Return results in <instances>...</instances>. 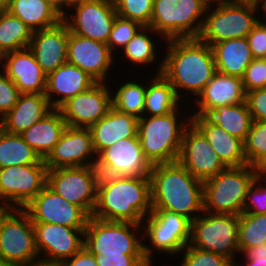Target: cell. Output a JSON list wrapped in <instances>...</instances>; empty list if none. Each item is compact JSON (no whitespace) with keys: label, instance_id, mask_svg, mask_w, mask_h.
Masks as SVG:
<instances>
[{"label":"cell","instance_id":"cell-1","mask_svg":"<svg viewBox=\"0 0 266 266\" xmlns=\"http://www.w3.org/2000/svg\"><path fill=\"white\" fill-rule=\"evenodd\" d=\"M166 52L155 67L175 89L179 99H196L217 72L212 47L199 38L166 40ZM163 58V59H162ZM186 96H184L183 92ZM188 97V98H187Z\"/></svg>","mask_w":266,"mask_h":266},{"label":"cell","instance_id":"cell-2","mask_svg":"<svg viewBox=\"0 0 266 266\" xmlns=\"http://www.w3.org/2000/svg\"><path fill=\"white\" fill-rule=\"evenodd\" d=\"M151 211L150 177L100 175L93 217L142 224Z\"/></svg>","mask_w":266,"mask_h":266},{"label":"cell","instance_id":"cell-3","mask_svg":"<svg viewBox=\"0 0 266 266\" xmlns=\"http://www.w3.org/2000/svg\"><path fill=\"white\" fill-rule=\"evenodd\" d=\"M152 210H167L193 221L203 213V181L178 161L151 166Z\"/></svg>","mask_w":266,"mask_h":266},{"label":"cell","instance_id":"cell-4","mask_svg":"<svg viewBox=\"0 0 266 266\" xmlns=\"http://www.w3.org/2000/svg\"><path fill=\"white\" fill-rule=\"evenodd\" d=\"M182 107L166 115L138 119L137 134L143 155L151 166L178 160L184 131L191 124V114L184 115Z\"/></svg>","mask_w":266,"mask_h":266},{"label":"cell","instance_id":"cell-5","mask_svg":"<svg viewBox=\"0 0 266 266\" xmlns=\"http://www.w3.org/2000/svg\"><path fill=\"white\" fill-rule=\"evenodd\" d=\"M209 0H154L150 26L165 41L198 38Z\"/></svg>","mask_w":266,"mask_h":266},{"label":"cell","instance_id":"cell-6","mask_svg":"<svg viewBox=\"0 0 266 266\" xmlns=\"http://www.w3.org/2000/svg\"><path fill=\"white\" fill-rule=\"evenodd\" d=\"M256 13L260 14L253 3L210 2L198 38L212 46L224 40L247 37L258 22Z\"/></svg>","mask_w":266,"mask_h":266},{"label":"cell","instance_id":"cell-7","mask_svg":"<svg viewBox=\"0 0 266 266\" xmlns=\"http://www.w3.org/2000/svg\"><path fill=\"white\" fill-rule=\"evenodd\" d=\"M143 252L148 263L154 265L153 253L167 256L180 254L191 238V220L167 210H152L142 222ZM145 240L149 243L146 245Z\"/></svg>","mask_w":266,"mask_h":266},{"label":"cell","instance_id":"cell-8","mask_svg":"<svg viewBox=\"0 0 266 266\" xmlns=\"http://www.w3.org/2000/svg\"><path fill=\"white\" fill-rule=\"evenodd\" d=\"M256 172L251 165L227 167L203 182V210L240 216Z\"/></svg>","mask_w":266,"mask_h":266},{"label":"cell","instance_id":"cell-9","mask_svg":"<svg viewBox=\"0 0 266 266\" xmlns=\"http://www.w3.org/2000/svg\"><path fill=\"white\" fill-rule=\"evenodd\" d=\"M239 216L204 212L191 221L189 245L229 259L234 265L238 249ZM238 253V254H237Z\"/></svg>","mask_w":266,"mask_h":266},{"label":"cell","instance_id":"cell-10","mask_svg":"<svg viewBox=\"0 0 266 266\" xmlns=\"http://www.w3.org/2000/svg\"><path fill=\"white\" fill-rule=\"evenodd\" d=\"M141 231L142 224L105 221L90 216L84 246L91 253L144 255Z\"/></svg>","mask_w":266,"mask_h":266},{"label":"cell","instance_id":"cell-11","mask_svg":"<svg viewBox=\"0 0 266 266\" xmlns=\"http://www.w3.org/2000/svg\"><path fill=\"white\" fill-rule=\"evenodd\" d=\"M100 173L95 166L48 169L47 185L68 202L92 216Z\"/></svg>","mask_w":266,"mask_h":266},{"label":"cell","instance_id":"cell-12","mask_svg":"<svg viewBox=\"0 0 266 266\" xmlns=\"http://www.w3.org/2000/svg\"><path fill=\"white\" fill-rule=\"evenodd\" d=\"M0 258L6 266H26L39 259L30 216L16 209L0 229Z\"/></svg>","mask_w":266,"mask_h":266},{"label":"cell","instance_id":"cell-13","mask_svg":"<svg viewBox=\"0 0 266 266\" xmlns=\"http://www.w3.org/2000/svg\"><path fill=\"white\" fill-rule=\"evenodd\" d=\"M47 166L38 164L11 166L0 169V200L23 209L46 185Z\"/></svg>","mask_w":266,"mask_h":266},{"label":"cell","instance_id":"cell-14","mask_svg":"<svg viewBox=\"0 0 266 266\" xmlns=\"http://www.w3.org/2000/svg\"><path fill=\"white\" fill-rule=\"evenodd\" d=\"M72 9L62 18L69 31L107 44L117 16L114 0H88Z\"/></svg>","mask_w":266,"mask_h":266},{"label":"cell","instance_id":"cell-15","mask_svg":"<svg viewBox=\"0 0 266 266\" xmlns=\"http://www.w3.org/2000/svg\"><path fill=\"white\" fill-rule=\"evenodd\" d=\"M100 175L149 177L151 165L145 159L138 134L122 139L97 155Z\"/></svg>","mask_w":266,"mask_h":266},{"label":"cell","instance_id":"cell-16","mask_svg":"<svg viewBox=\"0 0 266 266\" xmlns=\"http://www.w3.org/2000/svg\"><path fill=\"white\" fill-rule=\"evenodd\" d=\"M33 223L86 228L89 216L46 185L24 208Z\"/></svg>","mask_w":266,"mask_h":266},{"label":"cell","instance_id":"cell-17","mask_svg":"<svg viewBox=\"0 0 266 266\" xmlns=\"http://www.w3.org/2000/svg\"><path fill=\"white\" fill-rule=\"evenodd\" d=\"M109 84L96 83L87 91L65 102L59 110L66 125L74 128H90L103 118L112 108Z\"/></svg>","mask_w":266,"mask_h":266},{"label":"cell","instance_id":"cell-18","mask_svg":"<svg viewBox=\"0 0 266 266\" xmlns=\"http://www.w3.org/2000/svg\"><path fill=\"white\" fill-rule=\"evenodd\" d=\"M177 161L191 175L203 182L227 168L204 135L192 123L184 131Z\"/></svg>","mask_w":266,"mask_h":266},{"label":"cell","instance_id":"cell-19","mask_svg":"<svg viewBox=\"0 0 266 266\" xmlns=\"http://www.w3.org/2000/svg\"><path fill=\"white\" fill-rule=\"evenodd\" d=\"M39 257L48 261L71 258L84 247L85 228L52 223H33Z\"/></svg>","mask_w":266,"mask_h":266},{"label":"cell","instance_id":"cell-20","mask_svg":"<svg viewBox=\"0 0 266 266\" xmlns=\"http://www.w3.org/2000/svg\"><path fill=\"white\" fill-rule=\"evenodd\" d=\"M96 161L97 154L90 129L69 126L65 128L59 142L44 159L47 169L95 166Z\"/></svg>","mask_w":266,"mask_h":266},{"label":"cell","instance_id":"cell-21","mask_svg":"<svg viewBox=\"0 0 266 266\" xmlns=\"http://www.w3.org/2000/svg\"><path fill=\"white\" fill-rule=\"evenodd\" d=\"M114 59L107 44L69 31L67 62L85 71L97 83H107V78L109 81Z\"/></svg>","mask_w":266,"mask_h":266},{"label":"cell","instance_id":"cell-22","mask_svg":"<svg viewBox=\"0 0 266 266\" xmlns=\"http://www.w3.org/2000/svg\"><path fill=\"white\" fill-rule=\"evenodd\" d=\"M68 39L69 29L63 20L32 33L29 49L46 75L67 62Z\"/></svg>","mask_w":266,"mask_h":266},{"label":"cell","instance_id":"cell-23","mask_svg":"<svg viewBox=\"0 0 266 266\" xmlns=\"http://www.w3.org/2000/svg\"><path fill=\"white\" fill-rule=\"evenodd\" d=\"M245 97L241 77L216 72L198 97L188 103L195 105L191 115H207L216 107L245 102Z\"/></svg>","mask_w":266,"mask_h":266},{"label":"cell","instance_id":"cell-24","mask_svg":"<svg viewBox=\"0 0 266 266\" xmlns=\"http://www.w3.org/2000/svg\"><path fill=\"white\" fill-rule=\"evenodd\" d=\"M96 83L85 71L66 62L47 75L45 96L53 109H59L70 98Z\"/></svg>","mask_w":266,"mask_h":266},{"label":"cell","instance_id":"cell-25","mask_svg":"<svg viewBox=\"0 0 266 266\" xmlns=\"http://www.w3.org/2000/svg\"><path fill=\"white\" fill-rule=\"evenodd\" d=\"M20 93L45 94L47 75L29 48L5 53L2 70Z\"/></svg>","mask_w":266,"mask_h":266},{"label":"cell","instance_id":"cell-26","mask_svg":"<svg viewBox=\"0 0 266 266\" xmlns=\"http://www.w3.org/2000/svg\"><path fill=\"white\" fill-rule=\"evenodd\" d=\"M191 123L204 135L226 167L246 165L242 140L228 134L206 115H191Z\"/></svg>","mask_w":266,"mask_h":266},{"label":"cell","instance_id":"cell-27","mask_svg":"<svg viewBox=\"0 0 266 266\" xmlns=\"http://www.w3.org/2000/svg\"><path fill=\"white\" fill-rule=\"evenodd\" d=\"M53 110L45 94L21 93L15 106L0 119V128L22 134Z\"/></svg>","mask_w":266,"mask_h":266},{"label":"cell","instance_id":"cell-28","mask_svg":"<svg viewBox=\"0 0 266 266\" xmlns=\"http://www.w3.org/2000/svg\"><path fill=\"white\" fill-rule=\"evenodd\" d=\"M89 129L94 150L98 155L103 149L122 139L135 137L138 132V118L121 113L112 107L103 118Z\"/></svg>","mask_w":266,"mask_h":266},{"label":"cell","instance_id":"cell-29","mask_svg":"<svg viewBox=\"0 0 266 266\" xmlns=\"http://www.w3.org/2000/svg\"><path fill=\"white\" fill-rule=\"evenodd\" d=\"M66 127L61 111L53 109L44 118L25 130L21 136L41 159H45L59 142Z\"/></svg>","mask_w":266,"mask_h":266},{"label":"cell","instance_id":"cell-30","mask_svg":"<svg viewBox=\"0 0 266 266\" xmlns=\"http://www.w3.org/2000/svg\"><path fill=\"white\" fill-rule=\"evenodd\" d=\"M211 47L216 70L222 74L242 77L254 59L246 37L224 40Z\"/></svg>","mask_w":266,"mask_h":266},{"label":"cell","instance_id":"cell-31","mask_svg":"<svg viewBox=\"0 0 266 266\" xmlns=\"http://www.w3.org/2000/svg\"><path fill=\"white\" fill-rule=\"evenodd\" d=\"M4 9L18 17L33 32L53 27L62 21V17L46 0H10Z\"/></svg>","mask_w":266,"mask_h":266},{"label":"cell","instance_id":"cell-32","mask_svg":"<svg viewBox=\"0 0 266 266\" xmlns=\"http://www.w3.org/2000/svg\"><path fill=\"white\" fill-rule=\"evenodd\" d=\"M146 81L143 116L166 115L183 105L173 86L161 73L147 77Z\"/></svg>","mask_w":266,"mask_h":266},{"label":"cell","instance_id":"cell-33","mask_svg":"<svg viewBox=\"0 0 266 266\" xmlns=\"http://www.w3.org/2000/svg\"><path fill=\"white\" fill-rule=\"evenodd\" d=\"M228 134L245 141L252 125V117L247 103L216 107L206 115Z\"/></svg>","mask_w":266,"mask_h":266},{"label":"cell","instance_id":"cell-34","mask_svg":"<svg viewBox=\"0 0 266 266\" xmlns=\"http://www.w3.org/2000/svg\"><path fill=\"white\" fill-rule=\"evenodd\" d=\"M150 32L154 35L151 36ZM155 36H157L158 42L159 39H162L161 41L165 43V40L151 27L143 26L121 50L123 53H118V55L121 54L124 60H126L125 62L128 61L132 65H137L135 68H139L141 65L143 67L147 65L146 67H148L151 63L154 65L153 62L157 63L156 59H158L160 53ZM157 49H159V52H157Z\"/></svg>","mask_w":266,"mask_h":266},{"label":"cell","instance_id":"cell-35","mask_svg":"<svg viewBox=\"0 0 266 266\" xmlns=\"http://www.w3.org/2000/svg\"><path fill=\"white\" fill-rule=\"evenodd\" d=\"M41 160L21 134L9 133L0 128V169L38 164Z\"/></svg>","mask_w":266,"mask_h":266},{"label":"cell","instance_id":"cell-36","mask_svg":"<svg viewBox=\"0 0 266 266\" xmlns=\"http://www.w3.org/2000/svg\"><path fill=\"white\" fill-rule=\"evenodd\" d=\"M144 81L127 80L125 83H120L117 90L111 88L112 107L124 114H130L138 119L143 117L146 94V78ZM138 81V82H137ZM145 83V84H143Z\"/></svg>","mask_w":266,"mask_h":266},{"label":"cell","instance_id":"cell-37","mask_svg":"<svg viewBox=\"0 0 266 266\" xmlns=\"http://www.w3.org/2000/svg\"><path fill=\"white\" fill-rule=\"evenodd\" d=\"M33 31L18 17L0 9V49L5 52L29 48Z\"/></svg>","mask_w":266,"mask_h":266},{"label":"cell","instance_id":"cell-38","mask_svg":"<svg viewBox=\"0 0 266 266\" xmlns=\"http://www.w3.org/2000/svg\"><path fill=\"white\" fill-rule=\"evenodd\" d=\"M266 243V213H242L239 216L238 249L242 253L245 249Z\"/></svg>","mask_w":266,"mask_h":266},{"label":"cell","instance_id":"cell-39","mask_svg":"<svg viewBox=\"0 0 266 266\" xmlns=\"http://www.w3.org/2000/svg\"><path fill=\"white\" fill-rule=\"evenodd\" d=\"M243 143L246 164L254 166L266 154V121H253Z\"/></svg>","mask_w":266,"mask_h":266},{"label":"cell","instance_id":"cell-40","mask_svg":"<svg viewBox=\"0 0 266 266\" xmlns=\"http://www.w3.org/2000/svg\"><path fill=\"white\" fill-rule=\"evenodd\" d=\"M142 27L139 22L117 15L107 41V46L110 51L113 54L120 53Z\"/></svg>","mask_w":266,"mask_h":266},{"label":"cell","instance_id":"cell-41","mask_svg":"<svg viewBox=\"0 0 266 266\" xmlns=\"http://www.w3.org/2000/svg\"><path fill=\"white\" fill-rule=\"evenodd\" d=\"M154 0H114L117 15L150 26Z\"/></svg>","mask_w":266,"mask_h":266},{"label":"cell","instance_id":"cell-42","mask_svg":"<svg viewBox=\"0 0 266 266\" xmlns=\"http://www.w3.org/2000/svg\"><path fill=\"white\" fill-rule=\"evenodd\" d=\"M182 260L179 266H234L227 258L210 251H204L191 245H186L180 252ZM178 266V265H175Z\"/></svg>","mask_w":266,"mask_h":266},{"label":"cell","instance_id":"cell-43","mask_svg":"<svg viewBox=\"0 0 266 266\" xmlns=\"http://www.w3.org/2000/svg\"><path fill=\"white\" fill-rule=\"evenodd\" d=\"M242 213H266V176L256 174L252 185L247 190Z\"/></svg>","mask_w":266,"mask_h":266},{"label":"cell","instance_id":"cell-44","mask_svg":"<svg viewBox=\"0 0 266 266\" xmlns=\"http://www.w3.org/2000/svg\"><path fill=\"white\" fill-rule=\"evenodd\" d=\"M242 78L245 93L266 87V58H254Z\"/></svg>","mask_w":266,"mask_h":266},{"label":"cell","instance_id":"cell-45","mask_svg":"<svg viewBox=\"0 0 266 266\" xmlns=\"http://www.w3.org/2000/svg\"><path fill=\"white\" fill-rule=\"evenodd\" d=\"M20 94L14 82L0 71V119L15 106Z\"/></svg>","mask_w":266,"mask_h":266},{"label":"cell","instance_id":"cell-46","mask_svg":"<svg viewBox=\"0 0 266 266\" xmlns=\"http://www.w3.org/2000/svg\"><path fill=\"white\" fill-rule=\"evenodd\" d=\"M92 254L99 266H151L144 255Z\"/></svg>","mask_w":266,"mask_h":266},{"label":"cell","instance_id":"cell-47","mask_svg":"<svg viewBox=\"0 0 266 266\" xmlns=\"http://www.w3.org/2000/svg\"><path fill=\"white\" fill-rule=\"evenodd\" d=\"M245 101L253 121H266V87L246 92Z\"/></svg>","mask_w":266,"mask_h":266},{"label":"cell","instance_id":"cell-48","mask_svg":"<svg viewBox=\"0 0 266 266\" xmlns=\"http://www.w3.org/2000/svg\"><path fill=\"white\" fill-rule=\"evenodd\" d=\"M246 38L253 58H266V25L258 21Z\"/></svg>","mask_w":266,"mask_h":266},{"label":"cell","instance_id":"cell-49","mask_svg":"<svg viewBox=\"0 0 266 266\" xmlns=\"http://www.w3.org/2000/svg\"><path fill=\"white\" fill-rule=\"evenodd\" d=\"M241 254L244 264L237 260L234 266H266V243L245 249Z\"/></svg>","mask_w":266,"mask_h":266},{"label":"cell","instance_id":"cell-50","mask_svg":"<svg viewBox=\"0 0 266 266\" xmlns=\"http://www.w3.org/2000/svg\"><path fill=\"white\" fill-rule=\"evenodd\" d=\"M59 263L61 266H99L95 256L85 246L71 258Z\"/></svg>","mask_w":266,"mask_h":266},{"label":"cell","instance_id":"cell-51","mask_svg":"<svg viewBox=\"0 0 266 266\" xmlns=\"http://www.w3.org/2000/svg\"><path fill=\"white\" fill-rule=\"evenodd\" d=\"M15 210L16 208L12 204L0 200V229L3 227L4 222Z\"/></svg>","mask_w":266,"mask_h":266},{"label":"cell","instance_id":"cell-52","mask_svg":"<svg viewBox=\"0 0 266 266\" xmlns=\"http://www.w3.org/2000/svg\"><path fill=\"white\" fill-rule=\"evenodd\" d=\"M46 1L62 18L65 16L64 0H46Z\"/></svg>","mask_w":266,"mask_h":266},{"label":"cell","instance_id":"cell-53","mask_svg":"<svg viewBox=\"0 0 266 266\" xmlns=\"http://www.w3.org/2000/svg\"><path fill=\"white\" fill-rule=\"evenodd\" d=\"M253 167L257 175L266 176V154Z\"/></svg>","mask_w":266,"mask_h":266},{"label":"cell","instance_id":"cell-54","mask_svg":"<svg viewBox=\"0 0 266 266\" xmlns=\"http://www.w3.org/2000/svg\"><path fill=\"white\" fill-rule=\"evenodd\" d=\"M257 10L261 12L258 21L266 25V0H257L256 2ZM263 11V12H262ZM265 16V17H262Z\"/></svg>","mask_w":266,"mask_h":266},{"label":"cell","instance_id":"cell-55","mask_svg":"<svg viewBox=\"0 0 266 266\" xmlns=\"http://www.w3.org/2000/svg\"><path fill=\"white\" fill-rule=\"evenodd\" d=\"M26 266H61L58 261H48L44 259H37L31 262L29 265Z\"/></svg>","mask_w":266,"mask_h":266},{"label":"cell","instance_id":"cell-56","mask_svg":"<svg viewBox=\"0 0 266 266\" xmlns=\"http://www.w3.org/2000/svg\"><path fill=\"white\" fill-rule=\"evenodd\" d=\"M64 1H65V15H66L67 12H70V9L72 10L73 7L81 5L82 3L88 0H64Z\"/></svg>","mask_w":266,"mask_h":266},{"label":"cell","instance_id":"cell-57","mask_svg":"<svg viewBox=\"0 0 266 266\" xmlns=\"http://www.w3.org/2000/svg\"><path fill=\"white\" fill-rule=\"evenodd\" d=\"M225 2H239V3H253L256 4L257 0H222Z\"/></svg>","mask_w":266,"mask_h":266},{"label":"cell","instance_id":"cell-58","mask_svg":"<svg viewBox=\"0 0 266 266\" xmlns=\"http://www.w3.org/2000/svg\"><path fill=\"white\" fill-rule=\"evenodd\" d=\"M4 58H5V52H3L0 49V71H2L3 67H4ZM2 68V69H1Z\"/></svg>","mask_w":266,"mask_h":266},{"label":"cell","instance_id":"cell-59","mask_svg":"<svg viewBox=\"0 0 266 266\" xmlns=\"http://www.w3.org/2000/svg\"><path fill=\"white\" fill-rule=\"evenodd\" d=\"M10 0H0V9H3L7 6Z\"/></svg>","mask_w":266,"mask_h":266},{"label":"cell","instance_id":"cell-60","mask_svg":"<svg viewBox=\"0 0 266 266\" xmlns=\"http://www.w3.org/2000/svg\"><path fill=\"white\" fill-rule=\"evenodd\" d=\"M0 266H6V265L2 262L1 258H0Z\"/></svg>","mask_w":266,"mask_h":266}]
</instances>
